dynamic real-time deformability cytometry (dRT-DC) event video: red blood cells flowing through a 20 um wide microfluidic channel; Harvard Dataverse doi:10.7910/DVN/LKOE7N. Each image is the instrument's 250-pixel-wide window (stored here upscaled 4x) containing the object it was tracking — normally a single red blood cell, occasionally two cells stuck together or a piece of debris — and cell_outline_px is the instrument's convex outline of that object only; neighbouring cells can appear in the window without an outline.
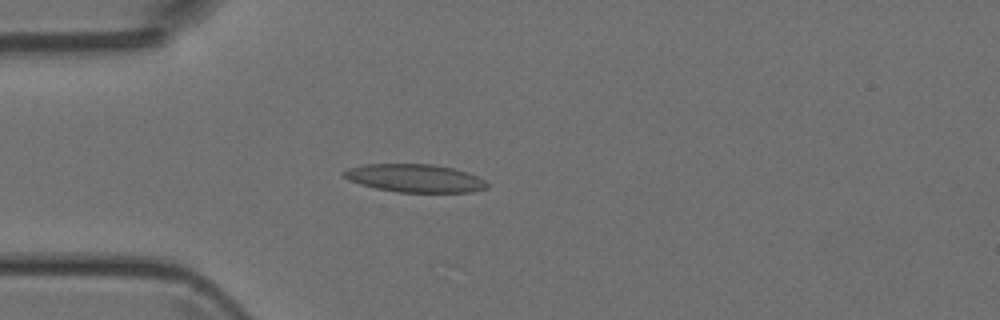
{"species": "Egyptian fruit bat (a non-hibernating species)", "species_latin": "Rousettus aegyptiacus", "temperature_condition": "room temperature", "stored_images_in_passage": 43, "camera_frame_rate_fps": 3000, "um_per_image_px": 0.085, "animal": {"sex": "female"}, "frame": {"image": 1, "passage_image": 12, "time_ms": 3.667, "image_size_px": [1000, 320], "cell_outline_px": [[488, 188], [472, 192], [396, 192], [376, 188], [360, 184], [348, 180], [340, 172], [348, 168], [364, 164], [432, 164], [452, 168], [468, 172], [484, 180], [488, 184]], "centroid_in_image_um": [35.25, 15.14], "position_along_channel_um": 49.8, "area_um2": 23.47}}
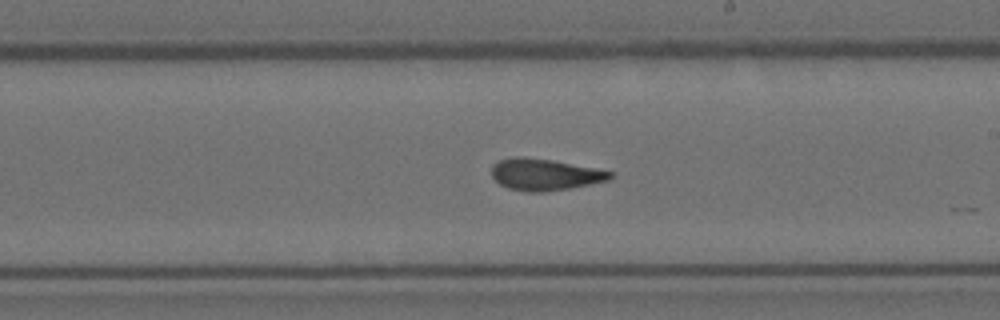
{"frame": {"image": 2, "passage_image": 27, "time_ms": 8.667, "image_size_px": [1000, 320], "cell_outline_px": [[612, 176], [608, 180], [568, 188], [544, 192], [528, 192], [508, 188], [500, 184], [492, 176], [492, 164], [500, 160], [512, 156], [524, 156], [552, 160], [596, 168], [612, 172]], "centroid_in_image_um": [46.26, 14.82], "position_along_channel_um": 242.7, "area_um2": 21.73}}
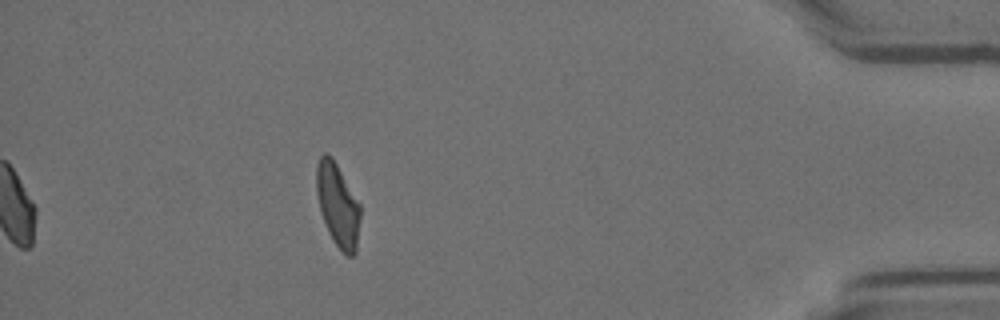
{"frame": {"image": 3, "passage_image": 43, "time_ms": 14.0, "image_size_px": [1000, 320], "cell_outline_px": [[360, 216], [356, 252], [352, 256], [344, 256], [332, 240], [328, 232], [320, 212], [316, 192], [316, 164], [320, 156], [324, 152], [328, 152], [332, 156], [360, 204]], "centroid_in_image_um": [28.69, 17.43], "position_along_channel_um": 406.5, "area_um2": 21.56}}